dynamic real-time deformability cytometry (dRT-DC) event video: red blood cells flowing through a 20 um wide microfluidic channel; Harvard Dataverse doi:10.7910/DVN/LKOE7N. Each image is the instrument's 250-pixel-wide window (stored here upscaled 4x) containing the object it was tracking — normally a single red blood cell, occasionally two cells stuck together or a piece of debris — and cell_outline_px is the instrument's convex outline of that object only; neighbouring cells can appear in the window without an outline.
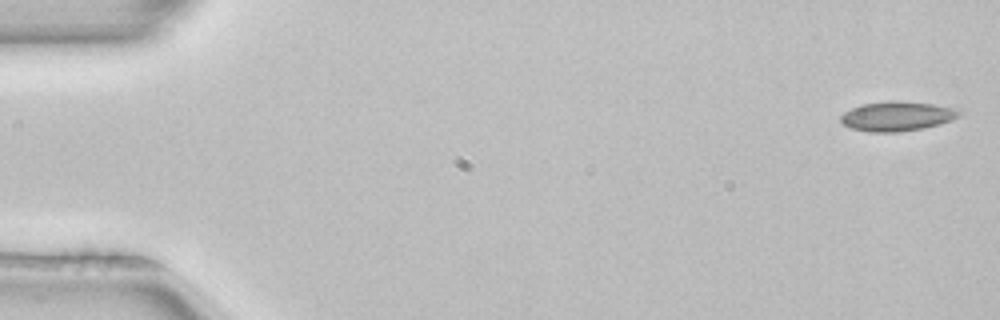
{"species": "common noctule bat (a hibernating species)", "species_latin": "Nyctalus noctula", "temperature_condition": "room temperature", "stored_images_in_passage": 4, "camera_frame_rate_fps": 3000, "um_per_image_px": 0.085, "animal": {"sex": "female", "body_mass_g": 22.7, "forearm_length_mm": 54.2}, "frame": {"image": 1, "passage_image": 1, "time_ms": 0.0, "image_size_px": [1000, 320], "cell_outline_px": [[964, 112], [960, 116], [952, 120], [940, 124], [924, 128], [896, 132], [868, 132], [852, 128], [844, 124], [840, 120], [840, 116], [844, 112], [852, 108], [864, 104], [892, 100], [900, 100], [932, 104], [960, 108]], "centroid_in_image_um": [76.32, 9.87], "position_along_channel_um": 8.7, "area_um2": 20.63}}
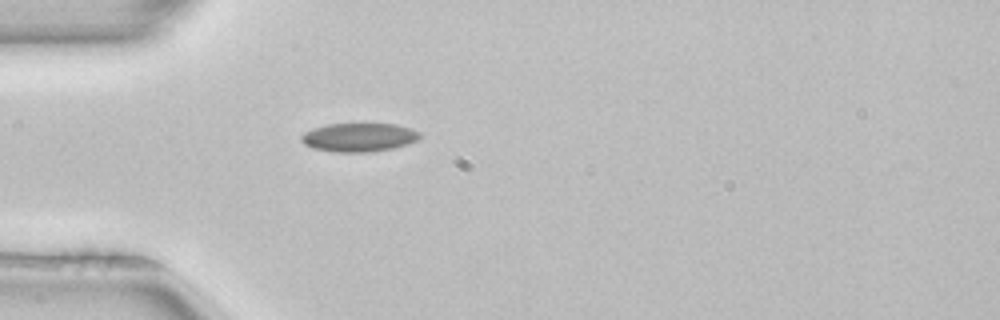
{"frame": {"image": 2, "passage_image": 4, "time_ms": 1.0, "image_size_px": [1000, 320], "cell_outline_px": [[420, 136], [416, 140], [408, 144], [392, 148], [368, 152], [336, 152], [312, 148], [304, 144], [300, 140], [300, 136], [304, 132], [312, 128], [328, 124], [360, 120], [364, 120], [396, 124], [412, 128], [420, 132]], "centroid_in_image_um": [30.5, 11.6], "position_along_channel_um": 54.5, "area_um2": 20.87}}